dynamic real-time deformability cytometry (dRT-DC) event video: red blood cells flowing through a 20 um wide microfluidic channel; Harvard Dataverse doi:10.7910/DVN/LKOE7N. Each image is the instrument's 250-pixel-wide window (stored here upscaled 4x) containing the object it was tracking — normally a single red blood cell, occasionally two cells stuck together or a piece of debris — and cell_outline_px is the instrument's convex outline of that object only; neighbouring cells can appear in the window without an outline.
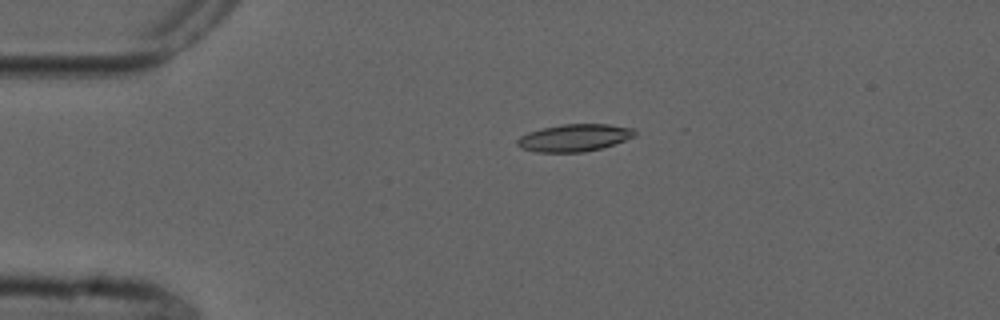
{"species": "common noctule bat (a hibernating species)", "species_latin": "Nyctalus noctula", "temperature_condition": "cold", "stored_images_in_passage": 4, "camera_frame_rate_fps": 3000, "um_per_image_px": 0.085, "animal": {"sex": "male", "forearm_length_mm": 52.5}, "frame": {"image": 1, "passage_image": 3, "time_ms": 3.333, "image_size_px": [1000, 320], "cell_outline_px": [[636, 136], [600, 148], [584, 152], [536, 152], [520, 148], [516, 144], [516, 140], [520, 136], [528, 132], [544, 128], [564, 124], [608, 124], [632, 128], [636, 132]], "centroid_in_image_um": [48.78, 11.71], "position_along_channel_um": 36.2, "area_um2": 18.55}}